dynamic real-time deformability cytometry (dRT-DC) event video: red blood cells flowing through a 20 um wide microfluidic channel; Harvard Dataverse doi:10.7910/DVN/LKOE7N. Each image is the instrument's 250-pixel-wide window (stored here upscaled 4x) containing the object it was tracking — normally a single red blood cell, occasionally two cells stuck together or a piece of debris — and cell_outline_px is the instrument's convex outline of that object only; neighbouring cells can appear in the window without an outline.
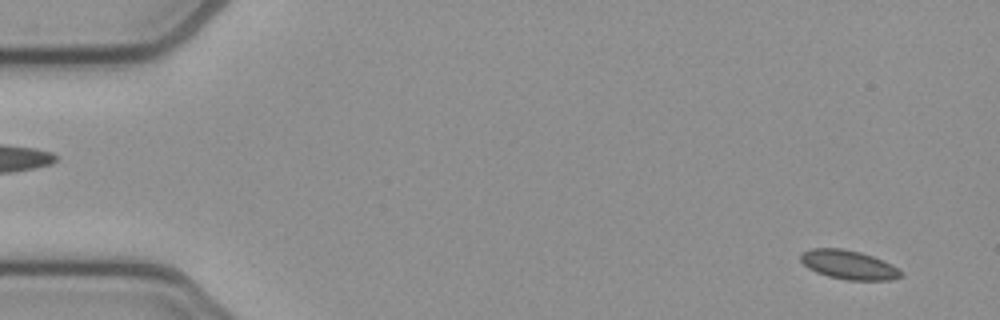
{"species": "common noctule bat (a hibernating species)", "species_latin": "Nyctalus noctula", "temperature_condition": "cold", "stored_images_in_passage": 54, "camera_frame_rate_fps": 3000, "um_per_image_px": 0.085, "animal": {"sex": "female", "body_mass_g": 21.9}, "frame": {"image": 1, "passage_image": 3, "time_ms": 0.667, "image_size_px": [1000, 320], "cell_outline_px": [[904, 272], [900, 276], [888, 280], [844, 280], [828, 276], [816, 272], [808, 268], [800, 260], [800, 252], [808, 248], [844, 248], [860, 252], [872, 256], [892, 264]], "centroid_in_image_um": [72.1, 22.49], "position_along_channel_um": 12.9, "area_um2": 17.11}}
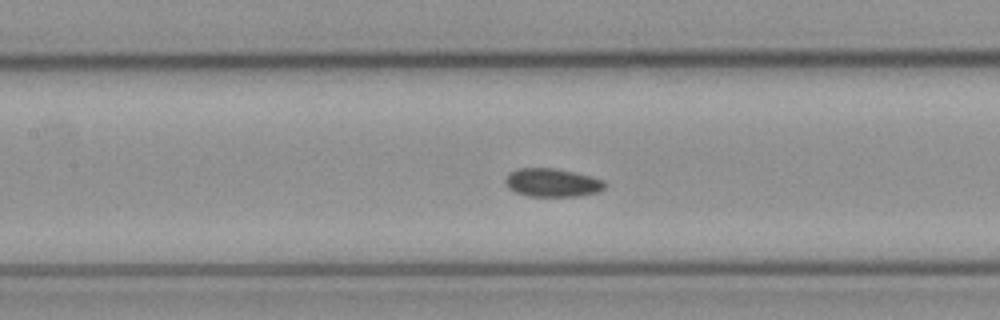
{"frame": {"image": 2, "passage_image": 24, "time_ms": 7.667, "image_size_px": [1000, 320], "cell_outline_px": [[608, 184], [600, 192], [576, 196], [528, 196], [516, 192], [508, 188], [504, 180], [508, 172], [516, 168], [556, 168], [592, 176], [604, 180]], "centroid_in_image_um": [46.95, 15.51], "position_along_channel_um": 160.5, "area_um2": 16.7}}
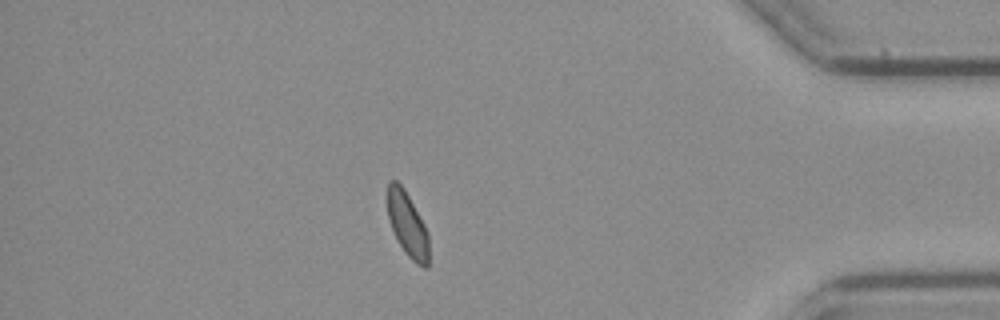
{"frame": {"image": 3, "passage_image": 46, "time_ms": 15.0, "image_size_px": [1000, 320], "cell_outline_px": [[428, 268], [424, 268], [416, 264], [404, 252], [392, 228], [388, 216], [388, 180], [396, 180], [404, 188], [424, 224], [428, 232]], "centroid_in_image_um": [34.65, 19.09], "position_along_channel_um": 400.6, "area_um2": 15.32}, "authors_computed_cell_mechanics": {"area_um2": 16.6175, "velocity_mm_per_s": 3.8392, "shape_relaxation_time_tau1_ms": null, "shape_relaxation_time_tau2_ms": 6.0246, "deformation_change_tau1": null, "deformation_change_tau2": 0.0639}}